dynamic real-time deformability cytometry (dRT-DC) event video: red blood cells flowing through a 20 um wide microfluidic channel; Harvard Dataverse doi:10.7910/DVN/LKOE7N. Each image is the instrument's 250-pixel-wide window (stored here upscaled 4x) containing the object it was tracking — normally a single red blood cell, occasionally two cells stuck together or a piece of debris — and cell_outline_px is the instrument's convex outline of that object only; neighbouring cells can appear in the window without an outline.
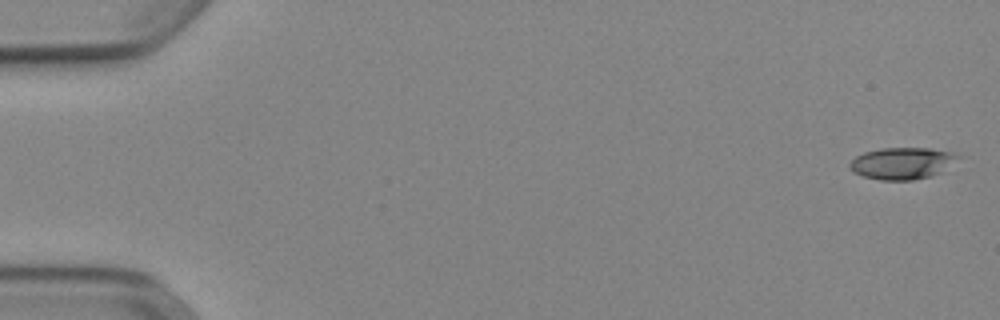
{"species": "Egyptian fruit bat (a non-hibernating species)", "species_latin": "Rousettus aegyptiacus", "temperature_condition": "cold", "stored_images_in_passage": 13, "camera_frame_rate_fps": 3000, "um_per_image_px": 0.085, "animal": {"sex": "female"}, "frame": {"image": 1, "passage_image": 1, "time_ms": 0.0, "image_size_px": [1000, 320], "cell_outline_px": [[964, 156], [932, 176], [912, 180], [880, 180], [864, 176], [856, 172], [848, 164], [856, 156], [864, 152], [880, 148], [932, 148], [952, 152]], "centroid_in_image_um": [76.72, 13.86], "position_along_channel_um": 8.3, "area_um2": 19.94}}